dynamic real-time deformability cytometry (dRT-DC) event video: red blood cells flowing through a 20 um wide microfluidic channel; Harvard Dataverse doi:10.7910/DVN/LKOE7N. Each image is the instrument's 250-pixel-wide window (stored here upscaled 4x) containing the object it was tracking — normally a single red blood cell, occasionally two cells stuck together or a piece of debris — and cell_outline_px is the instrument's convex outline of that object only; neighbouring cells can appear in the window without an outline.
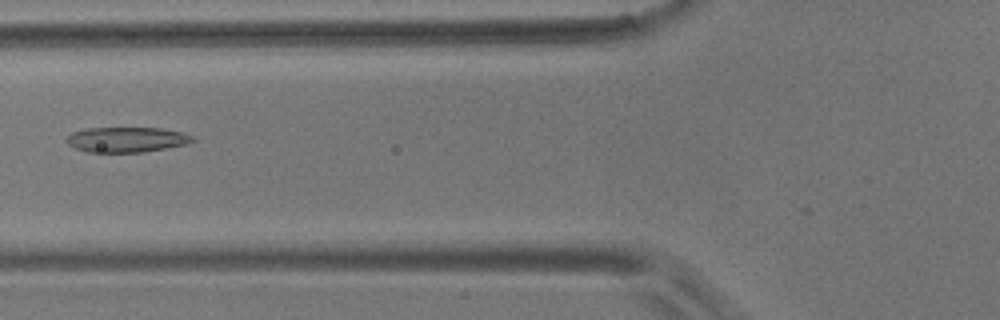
{"species": "common noctule bat (a hibernating species)", "species_latin": "Nyctalus noctula", "temperature_condition": "room temperature", "stored_images_in_passage": 8, "camera_frame_rate_fps": 3000, "um_per_image_px": 0.085, "animal": {"sex": "male", "body_mass_g": 17.9}, "frame": {"image": 1, "passage_image": 6, "time_ms": 6.0, "image_size_px": [1000, 320], "cell_outline_px": [[196, 140], [188, 144], [144, 152], [88, 152], [76, 148], [68, 144], [64, 140], [72, 132], [88, 128], [160, 128], [180, 132], [192, 136]], "centroid_in_image_um": [10.76, 11.87], "position_along_channel_um": 115.0, "area_um2": 18.44}}
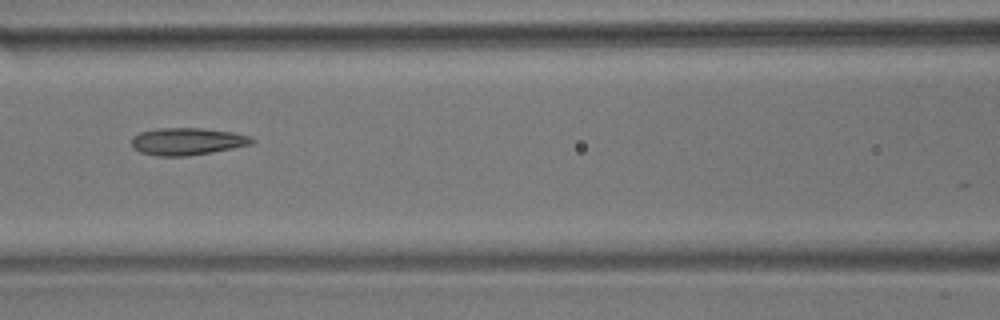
{"frame": {"image": 2, "passage_image": 7, "time_ms": 7.0, "image_size_px": [1000, 320], "cell_outline_px": [[256, 140], [252, 144], [212, 152], [188, 156], [156, 156], [140, 152], [132, 148], [132, 136], [140, 132], [156, 128], [200, 128], [232, 132], [248, 136]], "centroid_in_image_um": [15.87, 12.02], "position_along_channel_um": 150.7, "area_um2": 19.13}}
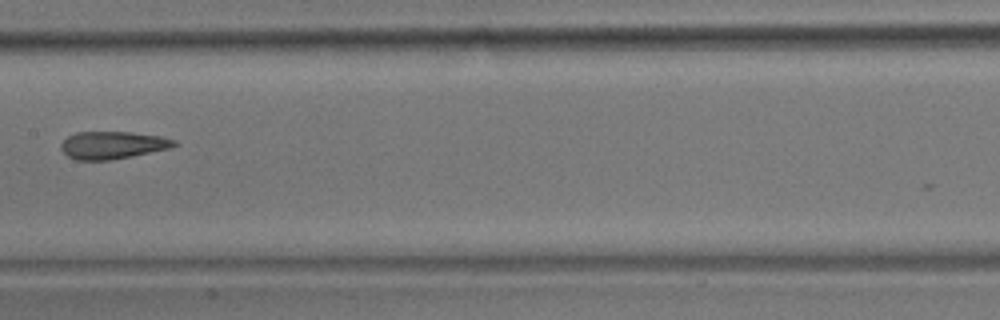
{"frame": {"image": 3, "passage_image": 8, "time_ms": 8.333, "image_size_px": [1000, 320], "cell_outline_px": [[180, 144], [168, 148], [132, 156], [108, 160], [76, 160], [68, 156], [60, 148], [60, 144], [68, 136], [76, 132], [132, 132], [160, 136], [176, 140]], "centroid_in_image_um": [9.56, 12.33], "position_along_channel_um": 197.8, "area_um2": 18.09}}